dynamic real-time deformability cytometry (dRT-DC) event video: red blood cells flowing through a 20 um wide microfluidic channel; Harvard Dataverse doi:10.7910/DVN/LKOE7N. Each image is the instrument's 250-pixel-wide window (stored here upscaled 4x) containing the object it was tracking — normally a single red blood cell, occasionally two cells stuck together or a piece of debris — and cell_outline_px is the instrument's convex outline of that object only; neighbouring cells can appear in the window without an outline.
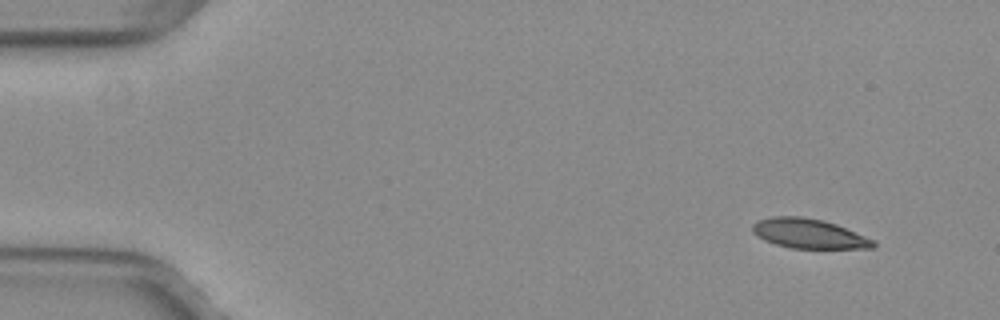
{"species": "common noctule bat (a hibernating species)", "species_latin": "Nyctalus noctula", "temperature_condition": "warm", "stored_images_in_passage": 48, "camera_frame_rate_fps": 3000, "um_per_image_px": 0.085, "animal": {"sex": "female", "body_mass_g": 29.2, "forearm_length_mm": 56.3}, "frame": {"image": 1, "passage_image": 1, "time_ms": 0.0, "image_size_px": [1000, 320], "cell_outline_px": [[876, 248], [792, 248], [776, 244], [764, 240], [752, 232], [752, 224], [756, 220], [772, 216], [800, 216], [824, 220], [836, 224], [876, 240]], "centroid_in_image_um": [68.76, 19.85], "position_along_channel_um": 16.2, "area_um2": 20.98}}
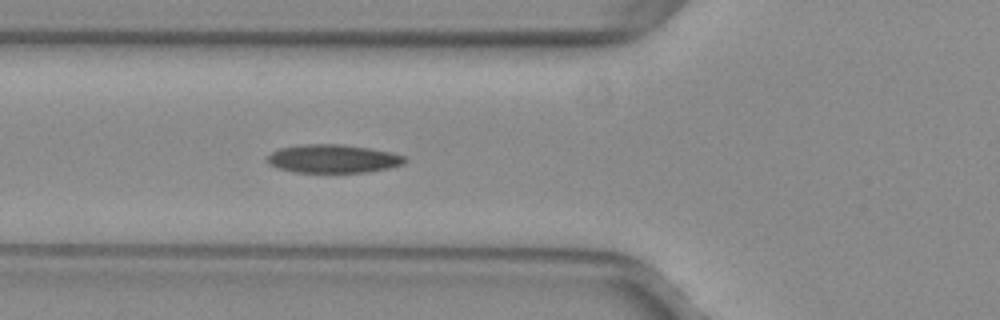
{"frame": {"image": 2, "passage_image": 16, "time_ms": 5.0, "image_size_px": [1000, 320], "cell_outline_px": [[408, 160], [404, 164], [388, 168], [368, 172], [292, 172], [276, 168], [264, 160], [264, 156], [280, 148], [304, 144], [340, 144], [368, 148], [392, 152], [404, 156]], "centroid_in_image_um": [28.27, 13.49], "position_along_channel_um": 97.5, "area_um2": 22.95}}
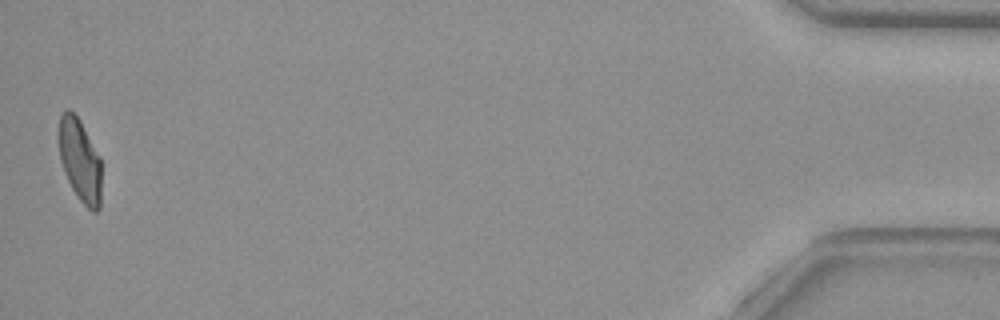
{"frame": {"image": 3, "passage_image": 48, "time_ms": 15.667, "image_size_px": [1000, 320], "cell_outline_px": [[100, 208], [96, 212], [92, 212], [76, 196], [64, 172], [60, 160], [56, 140], [60, 116], [68, 108], [80, 120], [100, 156]], "centroid_in_image_um": [6.75, 13.6], "position_along_channel_um": 428.4, "area_um2": 20.87}, "authors_computed_cell_mechanics": {"area_um2": 21.8484, "velocity_mm_per_s": 4.0011, "shape_relaxation_time_tau1_ms": null, "shape_relaxation_time_tau2_ms": 5.2782, "deformation_change_tau1": null, "deformation_change_tau2": 0.1012}}